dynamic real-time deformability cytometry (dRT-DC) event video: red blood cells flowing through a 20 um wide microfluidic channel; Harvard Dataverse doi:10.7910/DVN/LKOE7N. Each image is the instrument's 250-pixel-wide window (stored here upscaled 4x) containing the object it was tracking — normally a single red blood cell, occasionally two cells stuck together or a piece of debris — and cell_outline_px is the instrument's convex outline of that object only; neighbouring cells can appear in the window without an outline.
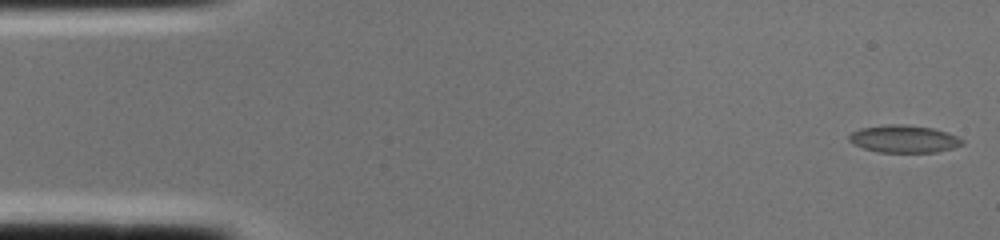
{"species": "common noctule bat (a hibernating species)", "species_latin": "Nyctalus noctula", "temperature_condition": "cold", "stored_images_in_passage": 2, "camera_frame_rate_fps": 3000, "um_per_image_px": 0.085, "animal": {"sex": "female", "body_mass_g": 22.0, "forearm_length_mm": 56.7}, "frame": {"image": 1, "passage_image": 1, "time_ms": 0.0, "image_size_px": [1000, 240], "cell_outline_px": [[964, 144], [952, 148], [936, 152], [880, 152], [864, 148], [852, 144], [848, 140], [848, 136], [852, 132], [860, 128], [888, 124], [904, 124], [932, 128], [948, 132], [964, 140]], "centroid_in_image_um": [76.82, 11.8], "position_along_channel_um": 8.2, "area_um2": 18.15}}
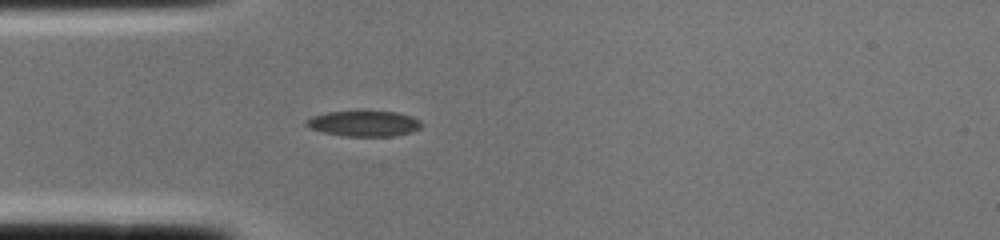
{"frame": {"image": 2, "passage_image": 2, "time_ms": 0.333, "image_size_px": [1000, 240], "cell_outline_px": [[424, 124], [420, 128], [412, 132], [392, 136], [344, 136], [324, 132], [308, 128], [304, 124], [304, 120], [312, 116], [328, 112], [396, 112], [412, 116], [420, 120]], "centroid_in_image_um": [30.93, 10.51], "position_along_channel_um": 54.1, "area_um2": 17.17}}